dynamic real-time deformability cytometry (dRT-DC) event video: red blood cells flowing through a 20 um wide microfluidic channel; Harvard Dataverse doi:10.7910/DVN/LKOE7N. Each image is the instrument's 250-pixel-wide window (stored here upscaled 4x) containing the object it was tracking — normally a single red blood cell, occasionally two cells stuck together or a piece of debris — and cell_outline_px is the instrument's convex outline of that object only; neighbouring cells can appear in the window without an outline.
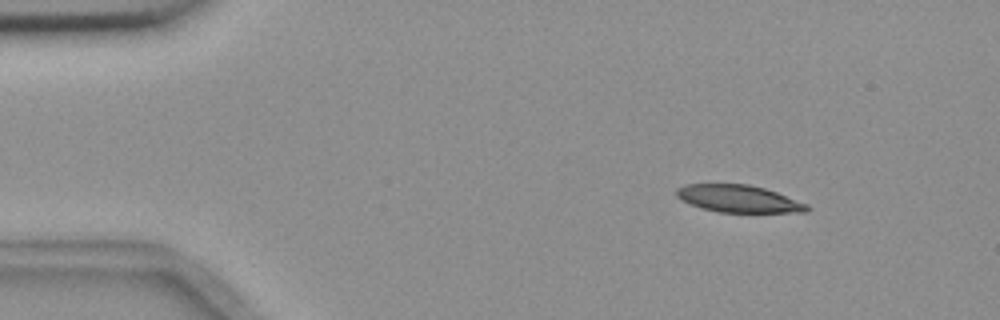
{"species": "common noctule bat (a hibernating species)", "species_latin": "Nyctalus noctula", "temperature_condition": "room temperature", "stored_images_in_passage": 6, "camera_frame_rate_fps": 3000, "um_per_image_px": 0.085, "animal": {"sex": "female", "body_mass_g": 18.4}, "frame": {"image": 1, "passage_image": 2, "time_ms": 1.0, "image_size_px": [1000, 320], "cell_outline_px": [[808, 212], [720, 212], [704, 208], [692, 204], [676, 196], [676, 188], [684, 184], [748, 184], [764, 188], [776, 192], [808, 204]], "centroid_in_image_um": [62.79, 16.88], "position_along_channel_um": 22.2, "area_um2": 20.46}}